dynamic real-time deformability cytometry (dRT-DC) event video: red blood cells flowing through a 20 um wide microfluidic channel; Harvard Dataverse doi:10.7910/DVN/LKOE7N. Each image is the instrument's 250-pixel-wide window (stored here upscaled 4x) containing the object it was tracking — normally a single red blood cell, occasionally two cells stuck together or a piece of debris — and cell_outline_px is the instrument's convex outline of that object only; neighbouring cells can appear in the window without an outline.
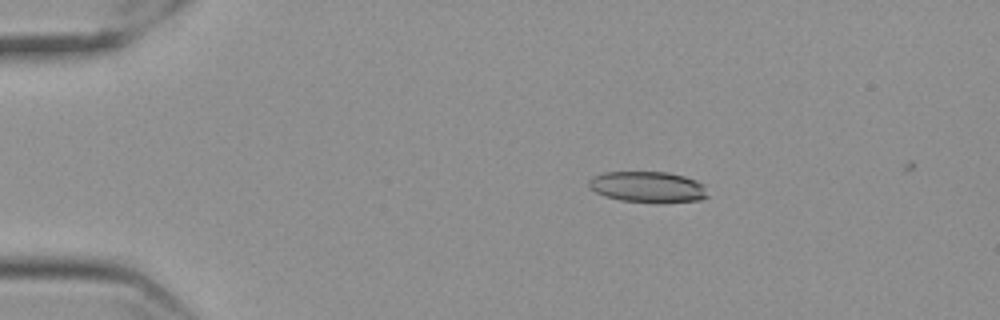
{"species": "Egyptian fruit bat (a non-hibernating species)", "species_latin": "Rousettus aegyptiacus", "temperature_condition": "cold", "stored_images_in_passage": 17, "camera_frame_rate_fps": 3000, "um_per_image_px": 0.085, "frame": {"image": 1, "passage_image": 12, "time_ms": 3.667, "image_size_px": [1000, 320], "cell_outline_px": [[708, 196], [700, 200], [620, 200], [604, 196], [588, 188], [588, 180], [592, 176], [604, 172], [668, 172], [684, 176], [696, 180], [704, 184]], "centroid_in_image_um": [55.0, 15.84], "position_along_channel_um": 30.0, "area_um2": 20.81}}